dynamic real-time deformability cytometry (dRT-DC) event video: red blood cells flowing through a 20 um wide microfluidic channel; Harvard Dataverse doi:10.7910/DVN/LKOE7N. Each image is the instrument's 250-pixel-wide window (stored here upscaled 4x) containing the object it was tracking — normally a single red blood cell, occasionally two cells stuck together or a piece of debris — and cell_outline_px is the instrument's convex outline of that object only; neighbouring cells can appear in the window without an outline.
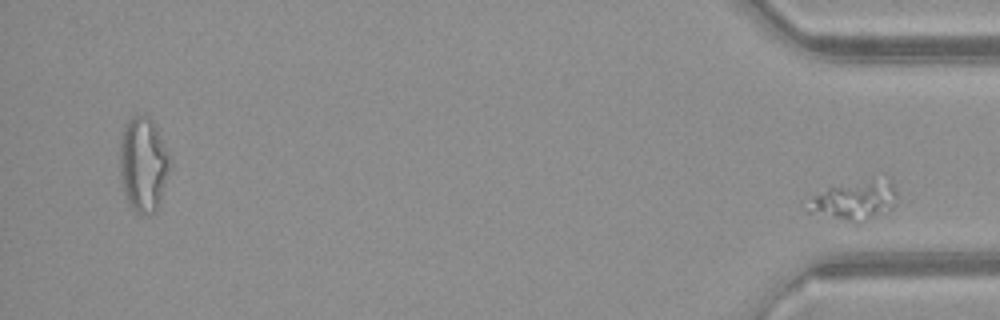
{"species": "common noctule bat (a hibernating species)", "species_latin": "Nyctalus noctula", "temperature_condition": "warm", "stored_images_in_passage": 49, "segment_of_instrument_passage": [2, 2], "camera_frame_rate_fps": 3000, "um_per_image_px": 0.085, "animal": {"sex": "female", "body_mass_g": 21.9}, "frame": {"image": 1, "passage_image": 49, "time_ms": 16.0, "image_size_px": [1000, 320], "cell_outline_px": [[896, 204], [888, 212], [856, 224], [852, 224], [808, 212], [812, 196], [828, 188], [892, 180], [896, 192]], "centroid_in_image_um": [72.66, 17.15], "position_along_channel_um": 362.5, "area_um2": 19.65}}